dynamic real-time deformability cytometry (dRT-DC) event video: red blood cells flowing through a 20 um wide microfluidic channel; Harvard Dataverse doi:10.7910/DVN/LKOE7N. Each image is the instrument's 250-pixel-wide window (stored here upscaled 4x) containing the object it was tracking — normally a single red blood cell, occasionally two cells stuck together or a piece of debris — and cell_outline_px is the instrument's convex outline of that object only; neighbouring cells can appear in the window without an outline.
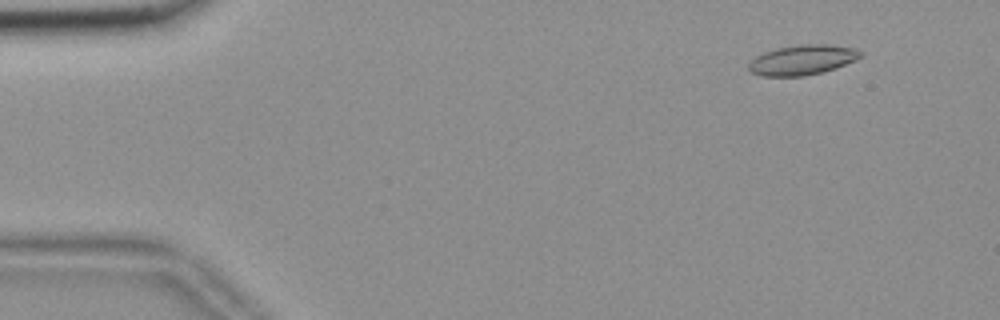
{"species": "common noctule bat (a hibernating species)", "species_latin": "Nyctalus noctula", "temperature_condition": "room temperature", "stored_images_in_passage": 56, "camera_frame_rate_fps": 3000, "um_per_image_px": 0.085, "animal": {"sex": "female", "body_mass_g": 18.4}, "frame": {"image": 1, "passage_image": 6, "time_ms": 1.667, "image_size_px": [1000, 320], "cell_outline_px": [[864, 52], [856, 60], [836, 68], [824, 72], [804, 76], [760, 76], [752, 72], [748, 68], [748, 64], [756, 56], [764, 52], [776, 48], [800, 44], [824, 44], [856, 48]], "centroid_in_image_um": [68.22, 5.09], "position_along_channel_um": 16.8, "area_um2": 19.65}}
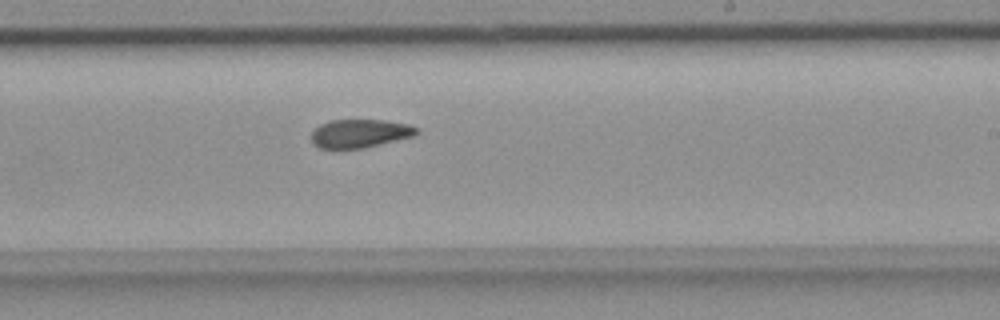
{"frame": {"image": 2, "passage_image": 34, "time_ms": 11.0, "image_size_px": [1000, 320], "cell_outline_px": [[420, 132], [416, 136], [364, 148], [320, 148], [312, 144], [312, 132], [320, 124], [328, 120], [384, 120], [408, 124], [420, 128]], "centroid_in_image_um": [30.64, 11.34], "position_along_channel_um": 258.4, "area_um2": 17.63}}
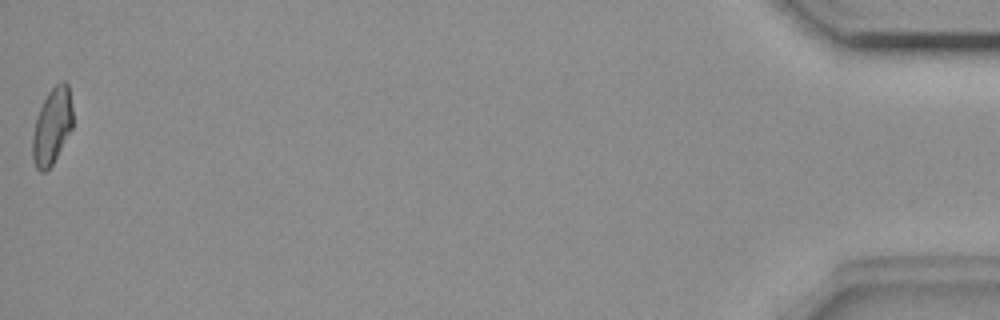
{"frame": {"image": 3, "passage_image": 56, "time_ms": 18.333, "image_size_px": [1000, 320], "cell_outline_px": [[72, 128], [52, 164], [44, 172], [40, 172], [36, 168], [32, 156], [32, 136], [36, 116], [48, 92], [60, 80], [64, 80], [68, 84], [72, 108]], "centroid_in_image_um": [4.41, 10.71], "position_along_channel_um": 430.8, "area_um2": 17.8}, "authors_computed_cell_mechanics": {"area_um2": 18.5249, "velocity_mm_per_s": 3.6876, "shape_relaxation_time_tau1_ms": null, "shape_relaxation_time_tau2_ms": 4.6547, "deformation_change_tau1": null, "deformation_change_tau2": 0.1052}}